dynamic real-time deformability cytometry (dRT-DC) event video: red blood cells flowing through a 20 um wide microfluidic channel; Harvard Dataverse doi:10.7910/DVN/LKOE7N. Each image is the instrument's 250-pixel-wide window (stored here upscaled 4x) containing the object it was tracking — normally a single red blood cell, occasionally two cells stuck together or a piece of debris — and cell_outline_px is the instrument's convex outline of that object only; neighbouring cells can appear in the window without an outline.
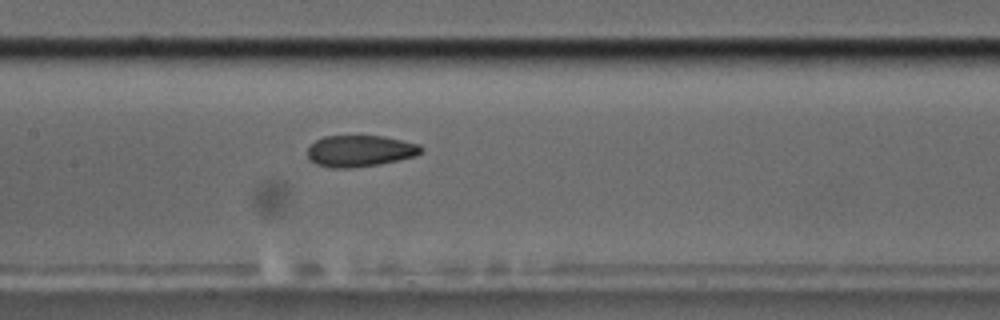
{"species": "common noctule bat (a hibernating species)", "species_latin": "Nyctalus noctula", "temperature_condition": "cold", "stored_images_in_passage": 8, "camera_frame_rate_fps": 3000, "um_per_image_px": 0.085, "animal": {"sex": "male", "body_mass_g": 17.5, "forearm_length_mm": 52.3}, "frame": {"image": 1, "passage_image": 8, "time_ms": 9.333, "image_size_px": [1000, 320], "cell_outline_px": [[424, 152], [416, 156], [380, 164], [352, 168], [332, 168], [316, 164], [308, 160], [308, 148], [316, 140], [324, 136], [384, 136], [420, 144], [424, 148]], "centroid_in_image_um": [30.63, 12.83], "position_along_channel_um": 176.8, "area_um2": 21.04}}